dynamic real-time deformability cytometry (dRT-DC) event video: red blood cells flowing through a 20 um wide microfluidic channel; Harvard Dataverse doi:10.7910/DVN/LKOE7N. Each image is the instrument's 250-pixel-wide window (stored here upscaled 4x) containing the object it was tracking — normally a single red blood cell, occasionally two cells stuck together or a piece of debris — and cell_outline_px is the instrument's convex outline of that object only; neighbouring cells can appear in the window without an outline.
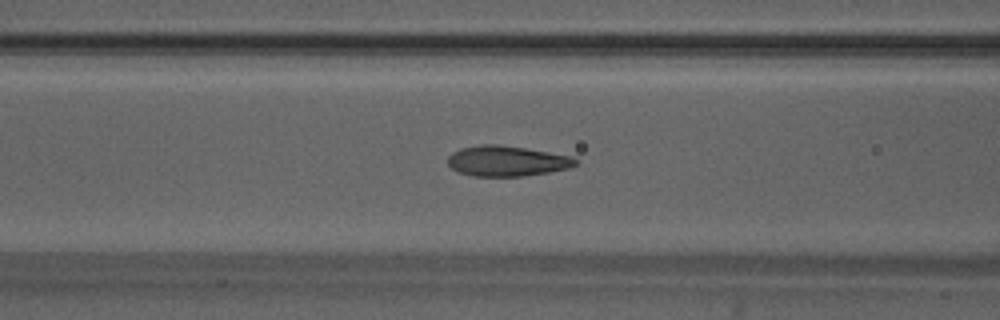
{"species": "Egyptian fruit bat (a non-hibernating species)", "species_latin": "Rousettus aegyptiacus", "temperature_condition": "warm", "stored_images_in_passage": 45, "camera_frame_rate_fps": 3000, "um_per_image_px": 0.085, "animal": {"sex": "male"}, "frame": {"image": 1, "passage_image": 20, "time_ms": 6.333, "image_size_px": [1000, 320], "cell_outline_px": [[580, 160], [576, 164], [568, 168], [548, 172], [520, 176], [472, 176], [460, 172], [452, 168], [448, 164], [448, 156], [452, 152], [460, 148], [480, 144], [496, 144], [524, 148], [572, 156]], "centroid_in_image_um": [43.07, 13.68], "position_along_channel_um": 123.5, "area_um2": 22.54}}
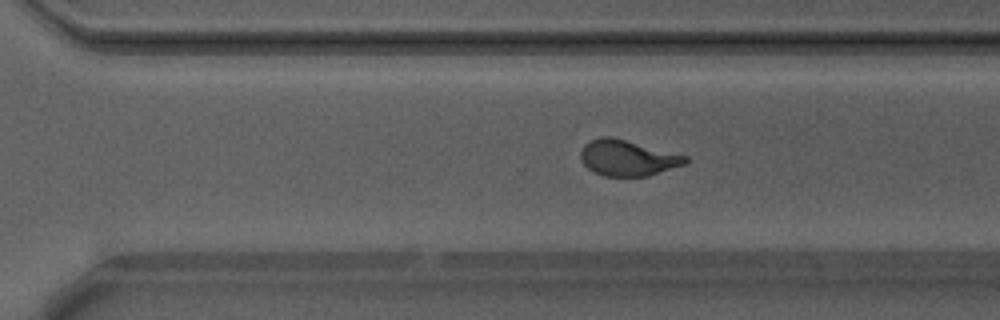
{"frame": {"image": 2, "passage_image": 35, "time_ms": 11.333, "image_size_px": [1000, 320], "cell_outline_px": [[688, 160], [684, 164], [648, 176], [604, 176], [588, 168], [584, 164], [580, 156], [580, 152], [584, 144], [600, 136], [612, 136], [688, 156]], "centroid_in_image_um": [53.33, 13.41], "position_along_channel_um": 317.3, "area_um2": 21.73}}
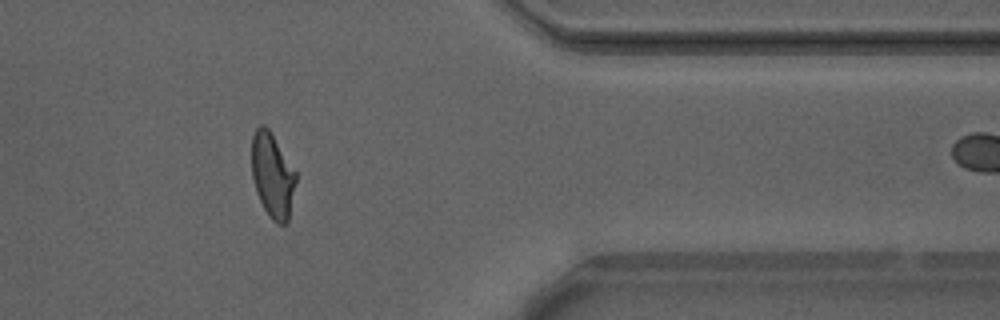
{"frame": {"image": 3, "passage_image": 42, "time_ms": 13.667, "image_size_px": [1000, 320], "cell_outline_px": [[296, 180], [288, 220], [284, 224], [276, 224], [268, 216], [256, 192], [252, 176], [252, 136], [256, 128], [260, 124], [264, 124], [268, 128], [296, 172]], "centroid_in_image_um": [23.14, 14.91], "position_along_channel_um": 388.3, "area_um2": 21.62}, "authors_computed_cell_mechanics": {"area_um2": 22.1374, "velocity_mm_per_s": 3.8815, "shape_relaxation_time_tau1_ms": 4.5624, "shape_relaxation_time_tau2_ms": 0.6371, "deformation_change_tau1": 0.182, "deformation_change_tau2": 0.0686}}